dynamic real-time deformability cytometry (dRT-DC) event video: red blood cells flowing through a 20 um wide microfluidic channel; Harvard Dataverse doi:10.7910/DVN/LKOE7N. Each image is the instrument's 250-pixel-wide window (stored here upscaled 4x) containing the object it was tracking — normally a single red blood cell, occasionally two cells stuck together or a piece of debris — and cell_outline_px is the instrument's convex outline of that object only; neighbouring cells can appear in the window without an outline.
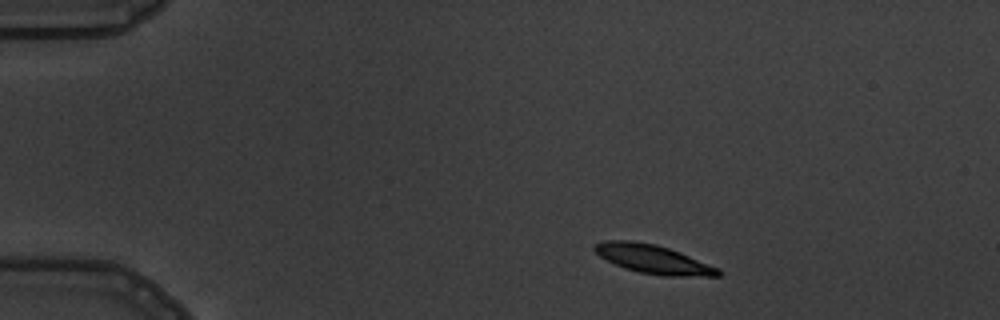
{"species": "common noctule bat (a hibernating species)", "species_latin": "Nyctalus noctula", "temperature_condition": "warm", "stored_images_in_passage": 3, "camera_frame_rate_fps": 3000, "um_per_image_px": 0.085, "animal": {"sex": "male", "body_mass_g": 19.5, "forearm_length_mm": 54.6}, "frame": {"image": 1, "passage_image": 1, "time_ms": 0.0, "image_size_px": [1000, 320], "cell_outline_px": [[720, 276], [664, 276], [640, 272], [624, 268], [600, 256], [592, 248], [596, 244], [608, 240], [632, 240], [656, 244], [680, 252], [720, 268]], "centroid_in_image_um": [55.55, 22.03], "position_along_channel_um": 29.5, "area_um2": 20.58}}